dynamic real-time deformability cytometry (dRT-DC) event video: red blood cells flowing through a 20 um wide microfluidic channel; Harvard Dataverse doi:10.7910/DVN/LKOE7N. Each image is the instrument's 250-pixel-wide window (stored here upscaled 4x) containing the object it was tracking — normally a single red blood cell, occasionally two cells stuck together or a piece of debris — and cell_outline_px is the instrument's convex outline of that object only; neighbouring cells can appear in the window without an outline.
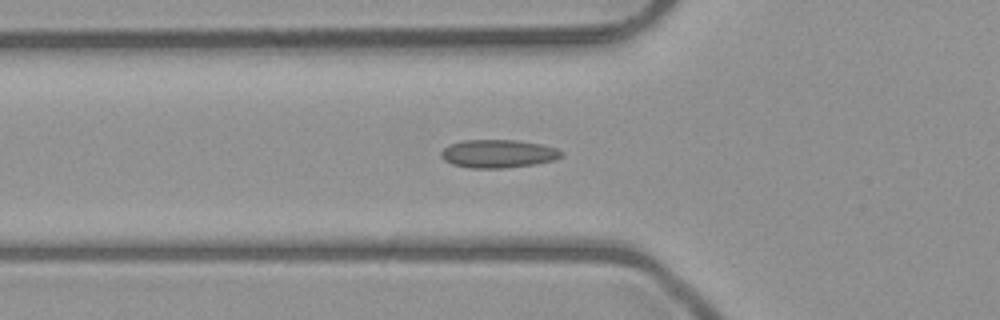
{"species": "common noctule bat (a hibernating species)", "species_latin": "Nyctalus noctula", "temperature_condition": "room temperature", "stored_images_in_passage": 32, "camera_frame_rate_fps": 3000, "um_per_image_px": 0.085, "animal": {"sex": "male", "body_mass_g": 23.1, "forearm_length_mm": 52.7}, "frame": {"image": 1, "passage_image": 2, "time_ms": 0.333, "image_size_px": [1000, 320], "cell_outline_px": [[564, 156], [556, 160], [536, 164], [504, 168], [472, 168], [452, 164], [444, 160], [440, 156], [440, 152], [448, 144], [464, 140], [516, 140], [540, 144], [556, 148], [564, 152]], "centroid_in_image_um": [42.36, 13.06], "position_along_channel_um": 83.4, "area_um2": 19.94}}
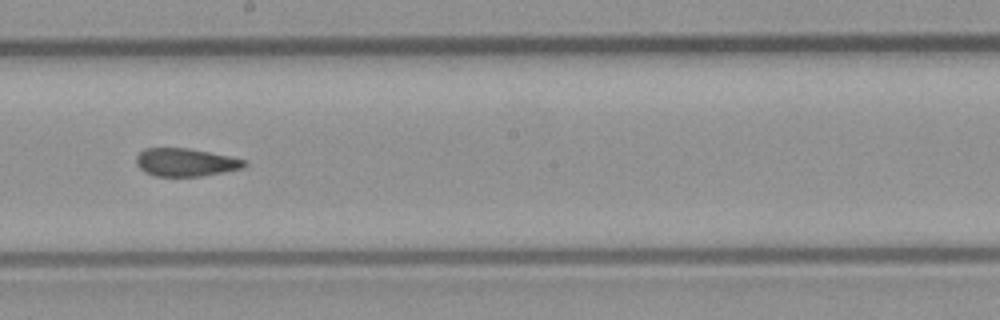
{"frame": {"image": 2, "passage_image": 13, "time_ms": 4.0, "image_size_px": [1000, 320], "cell_outline_px": [[248, 164], [244, 168], [224, 172], [200, 176], [156, 176], [144, 172], [136, 164], [136, 156], [144, 148], [188, 148], [248, 160]], "centroid_in_image_um": [15.79, 13.8], "position_along_channel_um": 232.4, "area_um2": 17.69}}
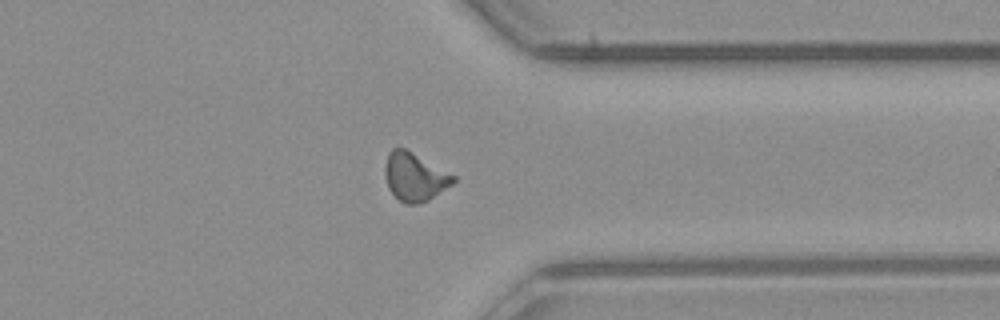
{"frame": {"image": 3, "passage_image": 24, "time_ms": 7.667, "image_size_px": [1000, 320], "cell_outline_px": [[456, 180], [452, 184], [428, 200], [420, 204], [404, 204], [388, 188], [384, 176], [384, 168], [388, 152], [392, 148], [404, 148], [412, 152], [456, 176]], "centroid_in_image_um": [35.22, 15.03], "position_along_channel_um": 376.2, "area_um2": 19.13}, "authors_computed_cell_mechanics": {"area_um2": 18.2359, "velocity_mm_per_s": 4.0245, "shape_relaxation_time_tau1_ms": null, "shape_relaxation_time_tau2_ms": 2.9334, "deformation_change_tau1": null, "deformation_change_tau2": 0.0786}}